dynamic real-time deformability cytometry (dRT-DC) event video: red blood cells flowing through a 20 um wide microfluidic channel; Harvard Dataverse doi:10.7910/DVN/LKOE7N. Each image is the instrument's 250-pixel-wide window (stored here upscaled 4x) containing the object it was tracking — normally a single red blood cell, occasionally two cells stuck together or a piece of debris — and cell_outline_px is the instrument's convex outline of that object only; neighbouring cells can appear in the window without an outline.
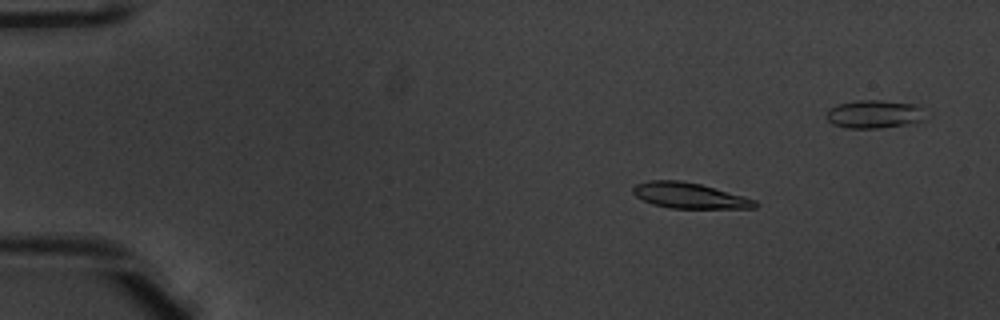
{"species": "common noctule bat (a hibernating species)", "species_latin": "Nyctalus noctula", "temperature_condition": "warm", "stored_images_in_passage": 54, "camera_frame_rate_fps": 3000, "um_per_image_px": 0.085, "animal": {"sex": "male", "body_mass_g": 20.1, "forearm_length_mm": 53.5}, "frame": {"image": 1, "passage_image": 9, "time_ms": 2.667, "image_size_px": [1000, 320], "cell_outline_px": [[760, 204], [756, 208], [672, 208], [652, 204], [636, 196], [632, 192], [632, 188], [636, 184], [648, 180], [680, 180], [700, 184], [744, 196], [756, 200]], "centroid_in_image_um": [58.61, 16.62], "position_along_channel_um": 26.4, "area_um2": 18.21}}
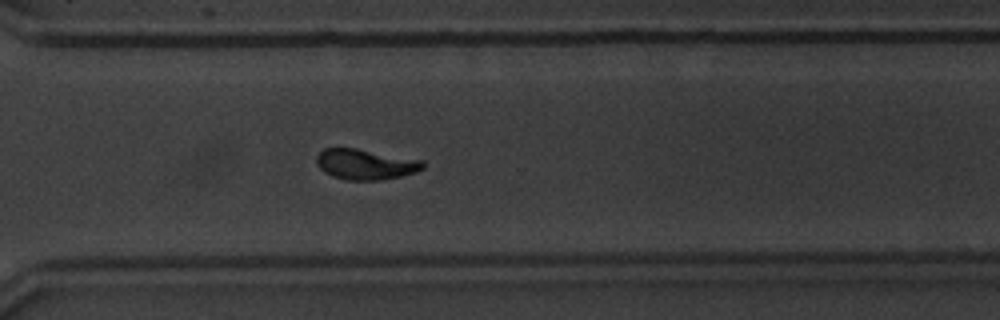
{"frame": {"image": 2, "passage_image": 39, "time_ms": 12.667, "image_size_px": [1000, 320], "cell_outline_px": [[424, 168], [416, 172], [400, 176], [380, 180], [348, 180], [332, 176], [324, 172], [316, 164], [316, 156], [324, 148], [356, 148], [424, 160]], "centroid_in_image_um": [31.06, 13.96], "position_along_channel_um": 339.5, "area_um2": 18.96}}
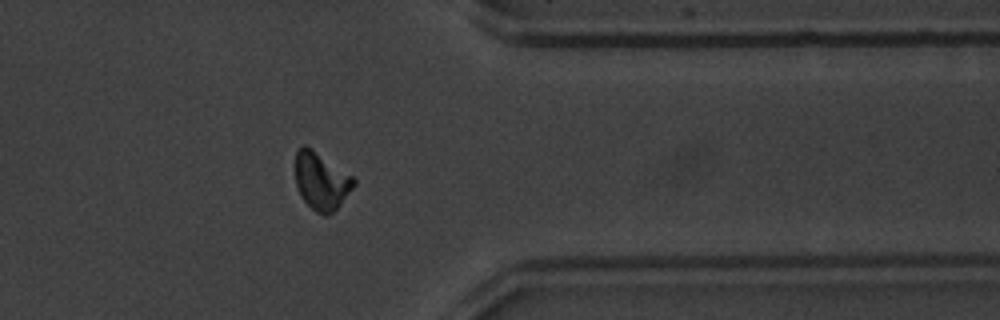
{"frame": {"image": 3, "passage_image": 43, "time_ms": 14.0, "image_size_px": [1000, 320], "cell_outline_px": [[356, 184], [340, 204], [328, 216], [324, 216], [316, 212], [304, 200], [296, 184], [296, 152], [304, 144], [352, 176], [356, 180]], "centroid_in_image_um": [27.31, 15.41], "position_along_channel_um": 384.1, "area_um2": 19.02}, "authors_computed_cell_mechanics": {"area_um2": 18.6116, "velocity_mm_per_s": 3.9287, "shape_relaxation_time_tau1_ms": 2.9363, "shape_relaxation_time_tau2_ms": 2.7609, "deformation_change_tau1": 0.198, "deformation_change_tau2": 0.0939}}